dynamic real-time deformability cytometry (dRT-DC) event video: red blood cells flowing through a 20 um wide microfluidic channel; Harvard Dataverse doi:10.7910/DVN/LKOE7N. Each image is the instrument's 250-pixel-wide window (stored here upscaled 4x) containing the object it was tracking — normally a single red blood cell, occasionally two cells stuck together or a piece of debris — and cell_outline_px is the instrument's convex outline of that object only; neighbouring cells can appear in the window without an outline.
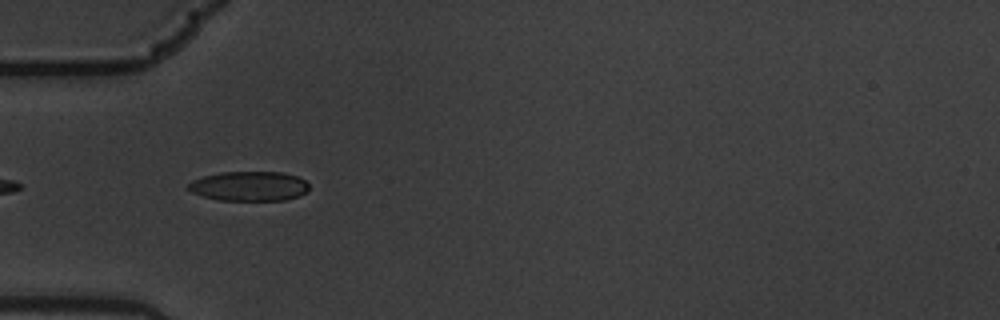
{"species": "common noctule bat (a hibernating species)", "species_latin": "Nyctalus noctula", "temperature_condition": "warm", "stored_images_in_passage": 4, "camera_frame_rate_fps": 3000, "um_per_image_px": 0.085, "animal": {"sex": "male", "body_mass_g": 19.5, "forearm_length_mm": 54.6}, "frame": {"image": 1, "passage_image": 3, "time_ms": 0.667, "image_size_px": [1000, 320], "cell_outline_px": [[308, 192], [300, 196], [284, 200], [220, 200], [204, 196], [192, 192], [188, 188], [188, 184], [192, 180], [204, 176], [220, 172], [280, 172], [296, 176], [304, 180], [308, 184]], "centroid_in_image_um": [21.2, 15.82], "position_along_channel_um": 63.8, "area_um2": 20.75}}
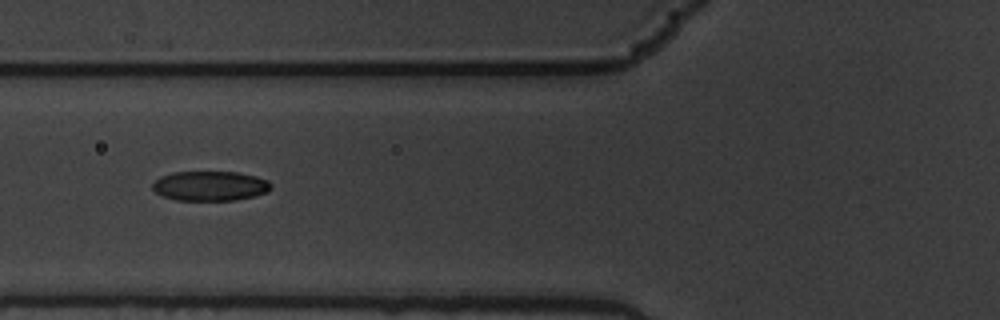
{"frame": {"image": 2, "passage_image": 4, "time_ms": 1.0, "image_size_px": [1000, 320], "cell_outline_px": [[272, 188], [268, 192], [236, 200], [176, 200], [164, 196], [156, 192], [152, 188], [152, 184], [160, 176], [172, 172], [236, 172], [256, 176], [268, 180], [272, 184]], "centroid_in_image_um": [17.87, 15.8], "position_along_channel_um": 107.9, "area_um2": 20.52}}